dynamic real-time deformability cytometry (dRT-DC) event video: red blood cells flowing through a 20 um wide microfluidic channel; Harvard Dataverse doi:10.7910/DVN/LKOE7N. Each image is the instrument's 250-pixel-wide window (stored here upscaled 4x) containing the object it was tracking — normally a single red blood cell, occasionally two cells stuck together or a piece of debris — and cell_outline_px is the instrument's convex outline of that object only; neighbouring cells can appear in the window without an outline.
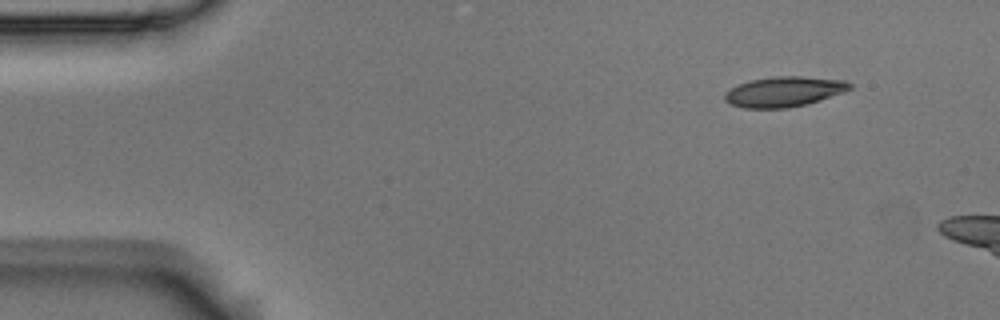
{"species": "Egyptian fruit bat (a non-hibernating species)", "species_latin": "Rousettus aegyptiacus", "temperature_condition": "room temperature", "stored_images_in_passage": 4, "camera_frame_rate_fps": 3000, "um_per_image_px": 0.085, "animal": {"sex": "male"}, "frame": {"image": 1, "passage_image": 1, "time_ms": 0.0, "image_size_px": [1000, 320], "cell_outline_px": [[852, 88], [844, 92], [808, 104], [788, 108], [744, 108], [732, 104], [724, 100], [724, 92], [748, 80], [772, 76], [800, 76], [844, 80], [852, 84]], "centroid_in_image_um": [66.65, 7.79], "position_along_channel_um": 18.4, "area_um2": 22.08}}